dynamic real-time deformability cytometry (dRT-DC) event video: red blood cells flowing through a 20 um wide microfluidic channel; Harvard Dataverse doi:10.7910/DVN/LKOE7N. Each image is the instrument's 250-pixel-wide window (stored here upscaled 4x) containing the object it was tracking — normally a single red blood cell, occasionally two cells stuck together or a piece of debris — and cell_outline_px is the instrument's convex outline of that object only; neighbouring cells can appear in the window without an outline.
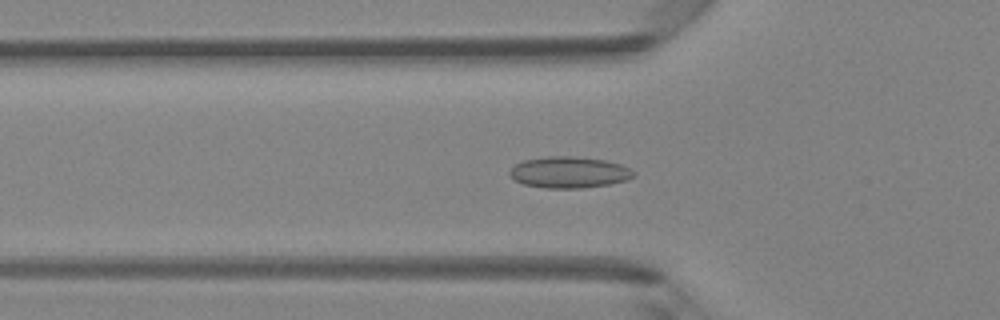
{"species": "Egyptian fruit bat (a non-hibernating species)", "species_latin": "Rousettus aegyptiacus", "temperature_condition": "room temperature", "stored_images_in_passage": 49, "camera_frame_rate_fps": 3000, "um_per_image_px": 0.085, "animal": {"sex": "female"}, "frame": {"image": 1, "passage_image": 17, "time_ms": 5.333, "image_size_px": [1000, 320], "cell_outline_px": [[636, 176], [628, 180], [608, 184], [584, 188], [544, 188], [524, 184], [516, 180], [508, 172], [516, 164], [524, 160], [548, 156], [572, 156], [604, 160], [620, 164], [636, 172]], "centroid_in_image_um": [48.41, 14.65], "position_along_channel_um": 77.4, "area_um2": 22.54}}
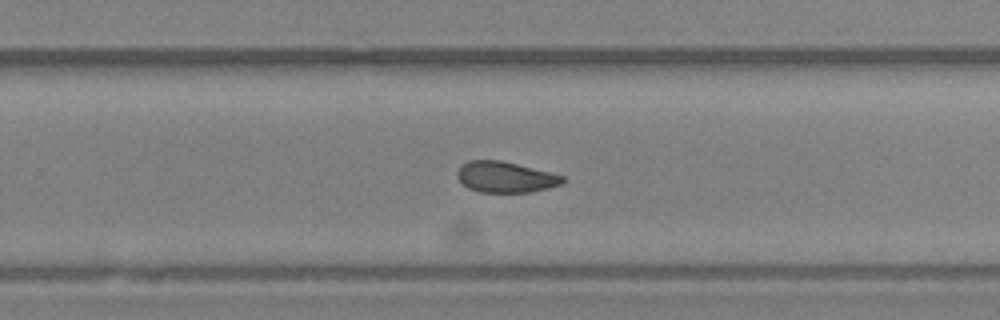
{"frame": {"image": 2, "passage_image": 32, "time_ms": 10.333, "image_size_px": [1000, 320], "cell_outline_px": [[564, 180], [560, 184], [548, 188], [532, 192], [480, 192], [468, 188], [456, 176], [456, 172], [460, 164], [468, 160], [500, 160], [564, 176]], "centroid_in_image_um": [42.9, 15.05], "position_along_channel_um": 286.9, "area_um2": 18.84}}
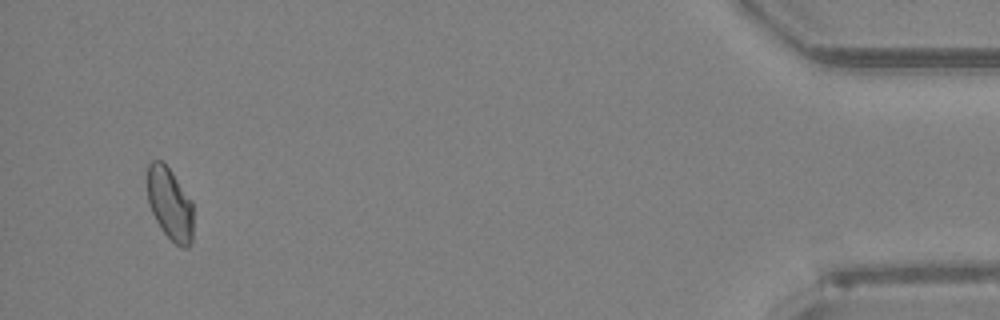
{"frame": {"image": 3, "passage_image": 47, "time_ms": 15.333, "image_size_px": [1000, 320], "cell_outline_px": [[192, 244], [188, 248], [180, 248], [160, 228], [148, 204], [144, 180], [148, 164], [152, 160], [160, 160], [172, 172], [192, 200]], "centroid_in_image_um": [14.39, 17.3], "position_along_channel_um": 420.8, "area_um2": 19.94}, "authors_computed_cell_mechanics": {"area_um2": 20.0566, "velocity_mm_per_s": 4.2042, "shape_relaxation_time_tau1_ms": null, "shape_relaxation_time_tau2_ms": 2.0872, "deformation_change_tau1": null, "deformation_change_tau2": 0.0623}}